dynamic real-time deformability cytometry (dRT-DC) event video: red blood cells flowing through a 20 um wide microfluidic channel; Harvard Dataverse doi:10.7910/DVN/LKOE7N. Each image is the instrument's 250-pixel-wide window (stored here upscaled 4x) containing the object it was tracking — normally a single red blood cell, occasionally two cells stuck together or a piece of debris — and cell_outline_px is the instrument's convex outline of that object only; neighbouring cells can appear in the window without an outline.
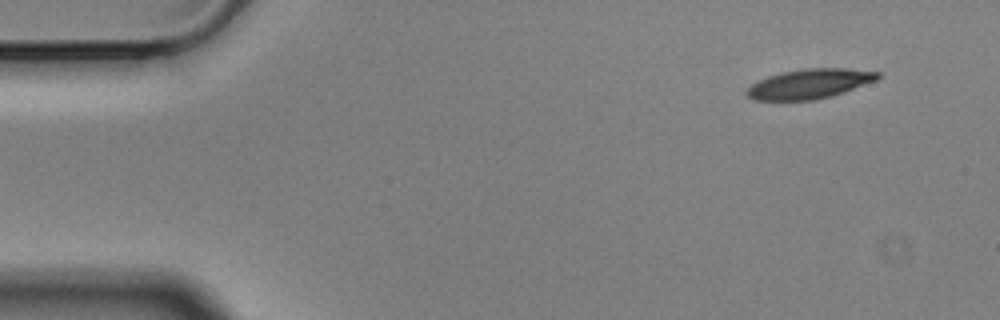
{"species": "Egyptian fruit bat (a non-hibernating species)", "species_latin": "Rousettus aegyptiacus", "temperature_condition": "cold", "stored_images_in_passage": 9, "camera_frame_rate_fps": 3000, "um_per_image_px": 0.085, "animal": {"sex": "male"}, "frame": {"image": 1, "passage_image": 1, "time_ms": 0.0, "image_size_px": [1000, 320], "cell_outline_px": [[880, 76], [876, 80], [832, 96], [816, 100], [756, 100], [748, 96], [744, 92], [752, 84], [768, 76], [784, 72], [804, 68], [848, 68], [880, 72]], "centroid_in_image_um": [68.82, 7.12], "position_along_channel_um": 16.2, "area_um2": 22.48}}
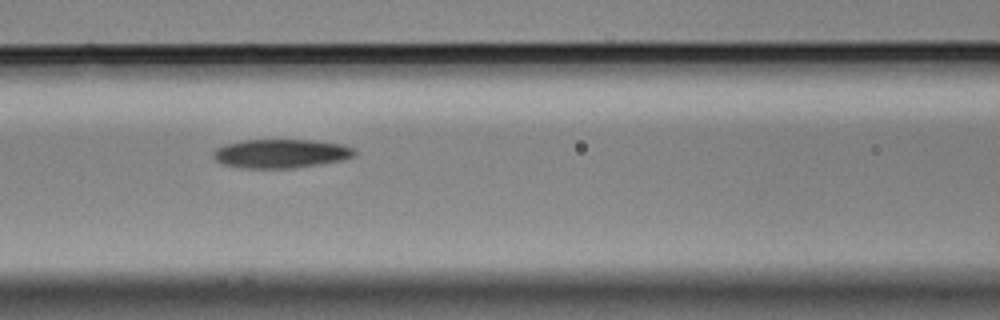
{"frame": {"image": 2, "passage_image": 6, "time_ms": 1.667, "image_size_px": [1000, 320], "cell_outline_px": [[356, 156], [344, 160], [320, 164], [292, 168], [240, 168], [220, 164], [212, 156], [212, 152], [216, 148], [224, 144], [244, 140], [312, 140], [344, 144], [352, 148], [356, 152]], "centroid_in_image_um": [23.86, 13.05], "position_along_channel_um": 142.7, "area_um2": 24.04}}
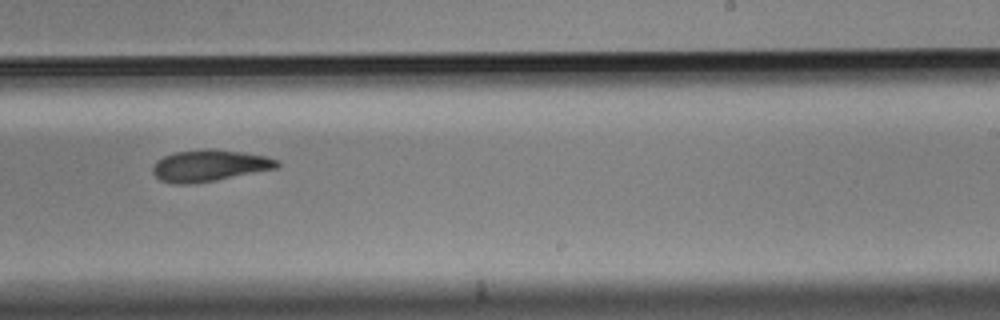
{"frame": {"image": 3, "passage_image": 9, "time_ms": 2.667, "image_size_px": [1000, 320], "cell_outline_px": [[280, 164], [276, 168], [216, 180], [188, 184], [176, 184], [160, 180], [152, 172], [152, 168], [156, 160], [164, 156], [176, 152], [204, 148], [212, 148], [244, 152], [268, 156], [280, 160]], "centroid_in_image_um": [17.81, 14.06], "position_along_channel_um": 271.2, "area_um2": 23.0}}